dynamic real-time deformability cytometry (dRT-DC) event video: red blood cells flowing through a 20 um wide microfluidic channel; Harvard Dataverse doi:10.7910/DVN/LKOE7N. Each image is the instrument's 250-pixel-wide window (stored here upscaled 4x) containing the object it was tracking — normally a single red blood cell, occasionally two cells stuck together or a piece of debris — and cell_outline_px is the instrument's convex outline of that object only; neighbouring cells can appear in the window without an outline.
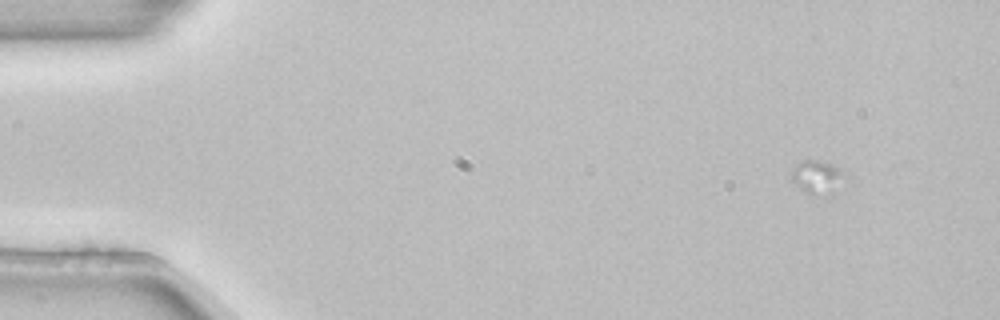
{"species": "common noctule bat (a hibernating species)", "species_latin": "Nyctalus noctula", "temperature_condition": "room temperature", "stored_images_in_passage": 2, "camera_frame_rate_fps": 3000, "um_per_image_px": 0.085, "animal": {"sex": "female", "body_mass_g": 22.7, "forearm_length_mm": 54.2}, "frame": {"image": 1, "passage_image": 2, "time_ms": 0.333, "image_size_px": [1000, 320], "cell_outline_px": [[848, 176], [832, 196], [824, 196], [804, 192], [792, 180], [788, 172], [796, 164], [804, 160], [820, 160], [832, 164], [840, 168]], "centroid_in_image_um": [69.5, 15.06], "position_along_channel_um": 15.5, "area_um2": 10.92}}